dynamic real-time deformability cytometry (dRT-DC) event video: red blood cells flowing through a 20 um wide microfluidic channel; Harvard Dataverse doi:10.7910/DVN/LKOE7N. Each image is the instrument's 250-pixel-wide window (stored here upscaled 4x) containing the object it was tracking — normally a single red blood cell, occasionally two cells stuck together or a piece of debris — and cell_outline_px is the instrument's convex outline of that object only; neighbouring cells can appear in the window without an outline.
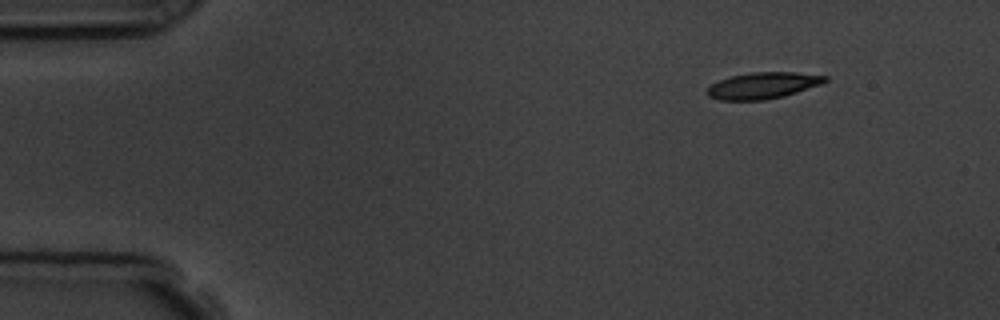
{"species": "common noctule bat (a hibernating species)", "species_latin": "Nyctalus noctula", "temperature_condition": "room temperature", "stored_images_in_passage": 6, "segment_of_instrument_passage": [2, 2], "camera_frame_rate_fps": 3000, "um_per_image_px": 0.085, "animal": {"sex": "male", "body_mass_g": 19.5, "forearm_length_mm": 54.6}, "frame": {"image": 1, "passage_image": 6, "time_ms": 6.333, "image_size_px": [1000, 320], "cell_outline_px": [[828, 80], [820, 84], [784, 96], [764, 100], [720, 100], [708, 96], [704, 92], [712, 84], [720, 80], [732, 76], [752, 72], [796, 72], [828, 76]], "centroid_in_image_um": [64.83, 7.27], "position_along_channel_um": 20.2, "area_um2": 18.03}}